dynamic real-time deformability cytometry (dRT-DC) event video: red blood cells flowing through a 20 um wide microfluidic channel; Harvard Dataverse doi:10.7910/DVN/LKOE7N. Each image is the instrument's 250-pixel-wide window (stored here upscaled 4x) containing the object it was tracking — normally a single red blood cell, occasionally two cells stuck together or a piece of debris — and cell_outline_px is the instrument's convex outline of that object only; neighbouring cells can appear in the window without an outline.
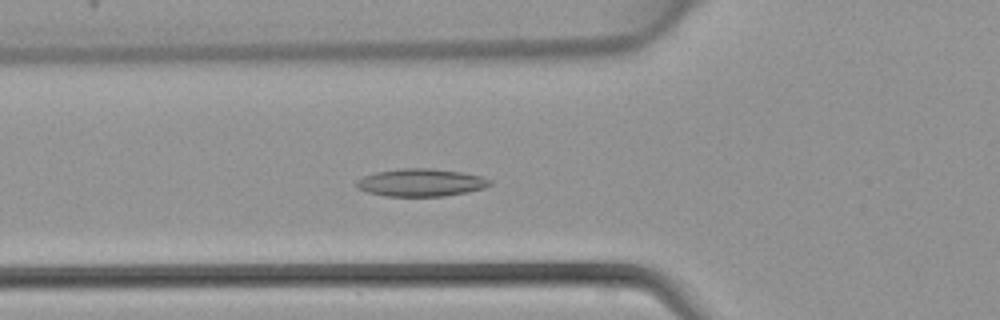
{"species": "common noctule bat (a hibernating species)", "species_latin": "Nyctalus noctula", "temperature_condition": "warm", "stored_images_in_passage": 45, "camera_frame_rate_fps": 3000, "um_per_image_px": 0.085, "animal": {"sex": "female", "body_mass_g": 22.7, "forearm_length_mm": 54.2}, "frame": {"image": 1, "passage_image": 16, "time_ms": 5.0, "image_size_px": [1000, 320], "cell_outline_px": [[492, 184], [484, 188], [468, 192], [444, 196], [384, 196], [368, 192], [356, 188], [356, 180], [364, 176], [376, 172], [400, 168], [432, 168], [460, 172], [480, 176], [492, 180]], "centroid_in_image_um": [35.77, 15.52], "position_along_channel_um": 90.0, "area_um2": 21.56}}
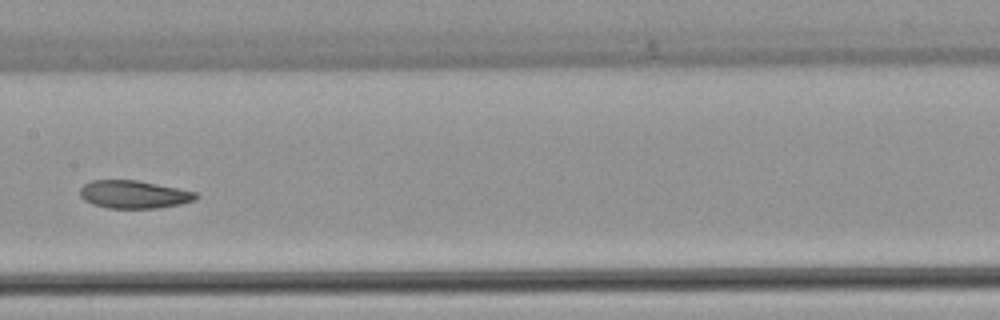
{"frame": {"image": 2, "passage_image": 23, "time_ms": 7.333, "image_size_px": [1000, 320], "cell_outline_px": [[200, 196], [196, 200], [180, 204], [160, 208], [108, 208], [92, 204], [84, 200], [80, 196], [80, 188], [84, 184], [92, 180], [136, 180], [196, 192]], "centroid_in_image_um": [11.38, 16.53], "position_along_channel_um": 196.0, "area_um2": 18.84}}
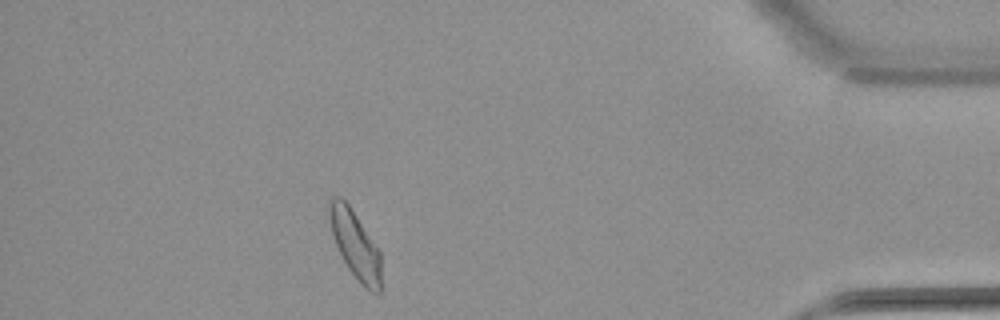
{"frame": {"image": 3, "passage_image": 40, "time_ms": 13.0, "image_size_px": [1000, 320], "cell_outline_px": [[380, 292], [372, 292], [364, 288], [360, 284], [348, 268], [336, 244], [332, 232], [328, 216], [328, 200], [332, 196], [340, 196], [348, 204], [380, 252]], "centroid_in_image_um": [30.16, 20.78], "position_along_channel_um": 405.0, "area_um2": 20.06}}